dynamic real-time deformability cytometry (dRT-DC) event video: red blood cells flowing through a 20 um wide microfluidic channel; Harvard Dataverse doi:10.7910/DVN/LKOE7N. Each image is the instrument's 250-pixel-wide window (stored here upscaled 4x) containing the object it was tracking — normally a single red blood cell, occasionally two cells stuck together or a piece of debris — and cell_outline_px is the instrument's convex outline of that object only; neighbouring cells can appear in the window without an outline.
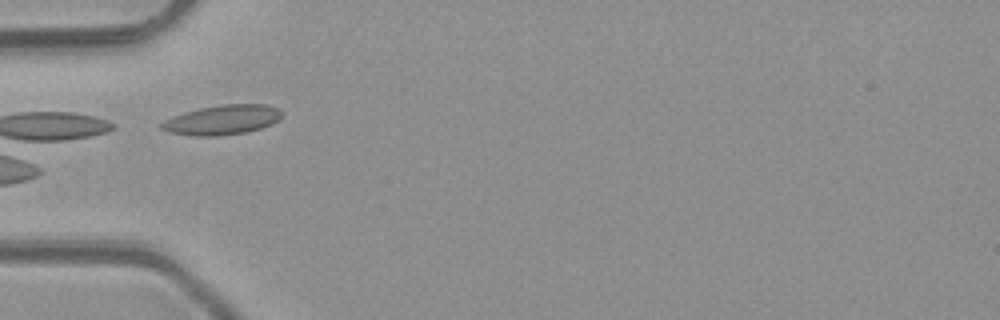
{"species": "common noctule bat (a hibernating species)", "species_latin": "Nyctalus noctula", "temperature_condition": "room temperature", "stored_images_in_passage": 6, "camera_frame_rate_fps": 3000, "um_per_image_px": 0.085, "animal": {"sex": "male", "body_mass_g": 23.1, "forearm_length_mm": 52.7}, "frame": {"image": 1, "passage_image": 4, "time_ms": 3.333, "image_size_px": [1000, 320], "cell_outline_px": [[284, 112], [272, 124], [248, 132], [220, 136], [192, 136], [168, 132], [160, 128], [160, 124], [164, 120], [172, 116], [184, 112], [200, 108], [224, 104], [268, 104], [280, 108]], "centroid_in_image_um": [18.89, 10.19], "position_along_channel_um": 66.1, "area_um2": 21.04}}
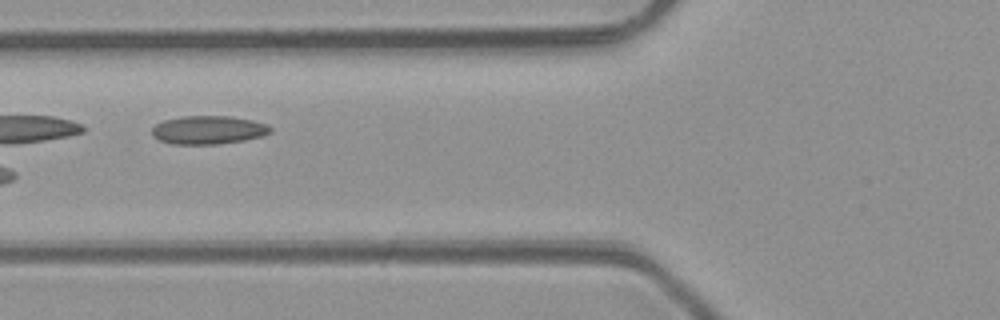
{"frame": {"image": 2, "passage_image": 5, "time_ms": 4.333, "image_size_px": [1000, 320], "cell_outline_px": [[272, 132], [260, 136], [244, 140], [216, 144], [172, 144], [160, 140], [152, 136], [152, 128], [156, 124], [164, 120], [184, 116], [232, 116], [252, 120], [268, 124], [272, 128]], "centroid_in_image_um": [17.72, 11.04], "position_along_channel_um": 108.1, "area_um2": 19.59}}
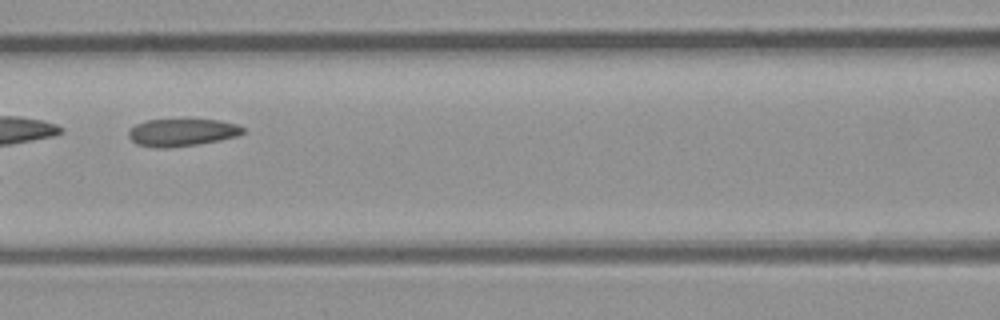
{"frame": {"image": 3, "passage_image": 6, "time_ms": 5.333, "image_size_px": [1000, 320], "cell_outline_px": [[244, 132], [240, 136], [220, 140], [196, 144], [168, 148], [156, 148], [136, 144], [128, 136], [128, 132], [136, 124], [144, 120], [220, 120], [236, 124], [244, 128]], "centroid_in_image_um": [15.47, 11.26], "position_along_channel_um": 151.1, "area_um2": 18.26}}